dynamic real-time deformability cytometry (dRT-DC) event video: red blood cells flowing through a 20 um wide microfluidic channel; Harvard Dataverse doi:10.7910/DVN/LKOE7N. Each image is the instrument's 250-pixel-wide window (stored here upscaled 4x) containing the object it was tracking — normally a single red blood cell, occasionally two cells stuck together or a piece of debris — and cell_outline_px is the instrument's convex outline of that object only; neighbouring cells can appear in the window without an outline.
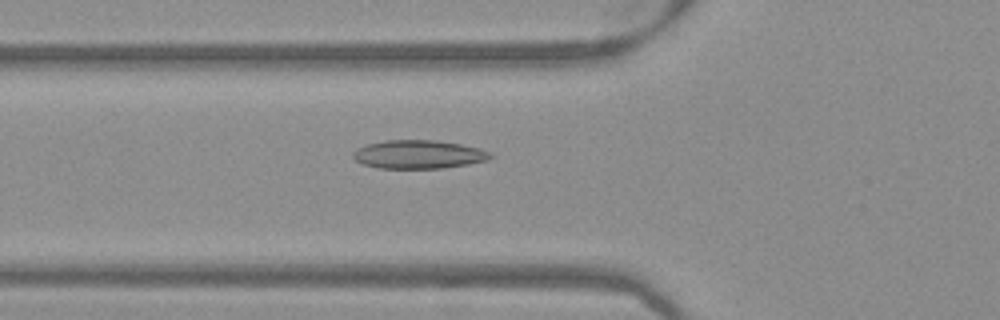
{"species": "Egyptian fruit bat (a non-hibernating species)", "species_latin": "Rousettus aegyptiacus", "temperature_condition": "warm", "stored_images_in_passage": 52, "camera_frame_rate_fps": 3000, "um_per_image_px": 0.085, "frame": {"image": 1, "passage_image": 19, "time_ms": 6.0, "image_size_px": [1000, 320], "cell_outline_px": [[492, 156], [488, 160], [468, 164], [444, 168], [380, 168], [364, 164], [356, 160], [352, 156], [352, 152], [356, 148], [368, 144], [384, 140], [432, 140], [460, 144], [480, 148], [492, 152]], "centroid_in_image_um": [35.58, 13.12], "position_along_channel_um": 90.2, "area_um2": 22.77}}
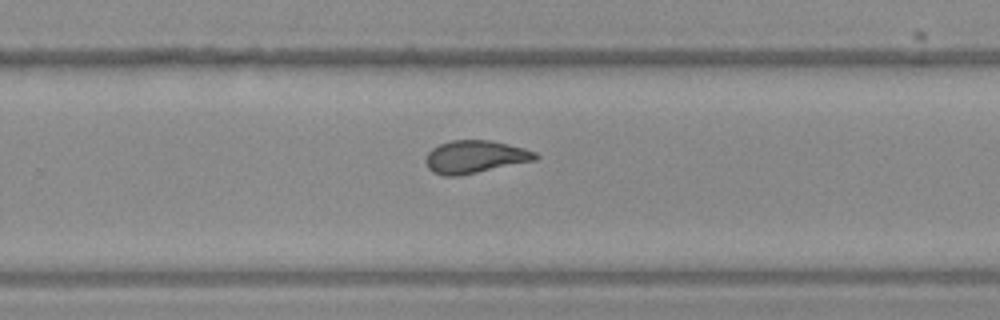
{"frame": {"image": 2, "passage_image": 34, "time_ms": 11.0, "image_size_px": [1000, 320], "cell_outline_px": [[540, 156], [536, 160], [456, 176], [444, 176], [432, 172], [428, 168], [424, 160], [428, 152], [432, 148], [440, 144], [452, 140], [488, 140], [524, 148], [536, 152]], "centroid_in_image_um": [40.35, 13.33], "position_along_channel_um": 289.4, "area_um2": 20.75}}
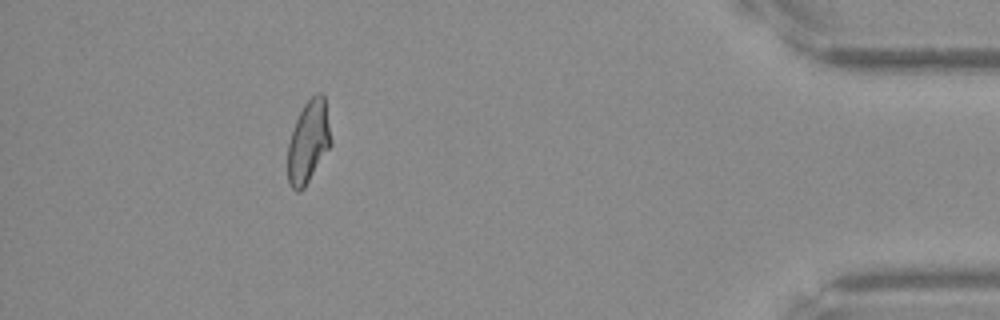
{"frame": {"image": 3, "passage_image": 47, "time_ms": 15.333, "image_size_px": [1000, 320], "cell_outline_px": [[332, 144], [304, 188], [300, 192], [296, 192], [288, 184], [288, 144], [296, 120], [304, 104], [316, 92], [320, 92], [324, 96], [332, 140]], "centroid_in_image_um": [26.22, 12.07], "position_along_channel_um": 409.0, "area_um2": 20.69}}